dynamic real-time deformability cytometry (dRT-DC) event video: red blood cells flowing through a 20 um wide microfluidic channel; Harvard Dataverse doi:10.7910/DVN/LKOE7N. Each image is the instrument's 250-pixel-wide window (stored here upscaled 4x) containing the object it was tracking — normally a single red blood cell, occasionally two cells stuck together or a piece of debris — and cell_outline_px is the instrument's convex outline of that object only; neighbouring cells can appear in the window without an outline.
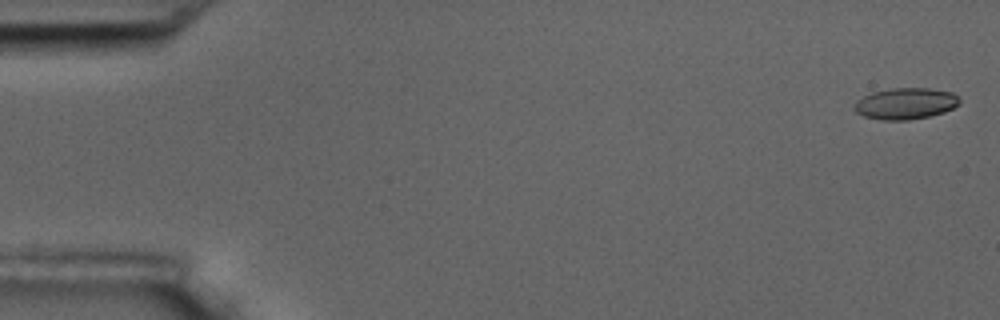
{"species": "common noctule bat (a hibernating species)", "species_latin": "Nyctalus noctula", "temperature_condition": "room temperature", "stored_images_in_passage": 6, "segment_of_instrument_passage": [1, 2], "camera_frame_rate_fps": 3000, "um_per_image_px": 0.085, "animal": {"sex": "male", "body_mass_g": 17.5, "forearm_length_mm": 52.3}, "frame": {"image": 1, "passage_image": 1, "time_ms": 0.0, "image_size_px": [1000, 320], "cell_outline_px": [[960, 104], [944, 112], [928, 116], [908, 120], [880, 120], [864, 116], [856, 112], [852, 108], [852, 104], [856, 100], [872, 92], [892, 88], [928, 88], [952, 92], [960, 100]], "centroid_in_image_um": [76.93, 8.8], "position_along_channel_um": 8.1, "area_um2": 19.31}}
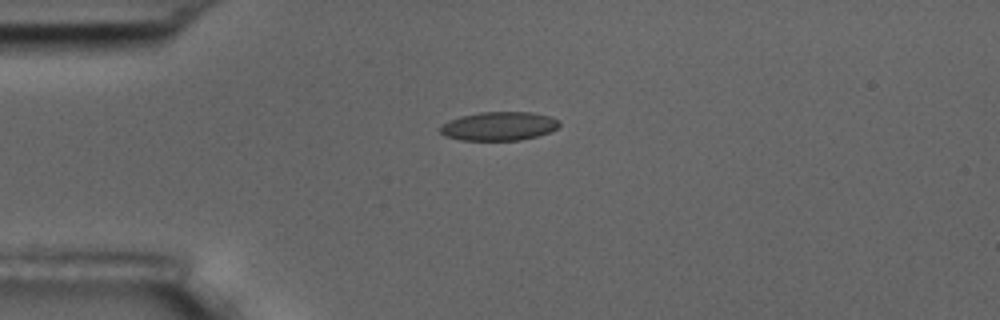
{"frame": {"image": 2, "passage_image": 4, "time_ms": 4.333, "image_size_px": [1000, 320], "cell_outline_px": [[560, 124], [556, 128], [548, 132], [536, 136], [520, 140], [460, 140], [444, 136], [440, 132], [440, 128], [448, 120], [460, 116], [480, 112], [532, 112], [548, 116], [556, 120]], "centroid_in_image_um": [42.36, 10.72], "position_along_channel_um": 42.6, "area_um2": 19.77}}